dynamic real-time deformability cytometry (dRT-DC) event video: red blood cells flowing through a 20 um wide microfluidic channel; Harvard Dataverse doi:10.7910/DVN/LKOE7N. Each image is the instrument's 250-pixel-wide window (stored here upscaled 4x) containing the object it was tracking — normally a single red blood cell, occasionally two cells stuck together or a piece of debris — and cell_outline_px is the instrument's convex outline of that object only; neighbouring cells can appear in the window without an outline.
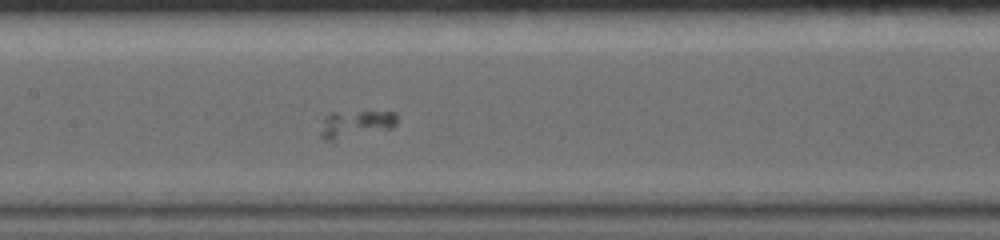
{"species": "common noctule bat (a hibernating species)", "species_latin": "Nyctalus noctula", "temperature_condition": "warm", "stored_images_in_passage": 26, "segment_of_instrument_passage": [1, 2], "camera_frame_rate_fps": 5000, "um_per_image_px": 0.085, "animal": {"sex": "female", "body_mass_g": 19.0, "forearm_length_mm": 56.7}, "frame": {"image": 1, "passage_image": 12, "time_ms": 6.8, "image_size_px": [1000, 240], "cell_outline_px": [[396, 124], [392, 128], [332, 140], [324, 140], [320, 136], [324, 116], [332, 112], [396, 112]], "centroid_in_image_um": [30.21, 10.52], "position_along_channel_um": 177.2, "area_um2": 11.79}}
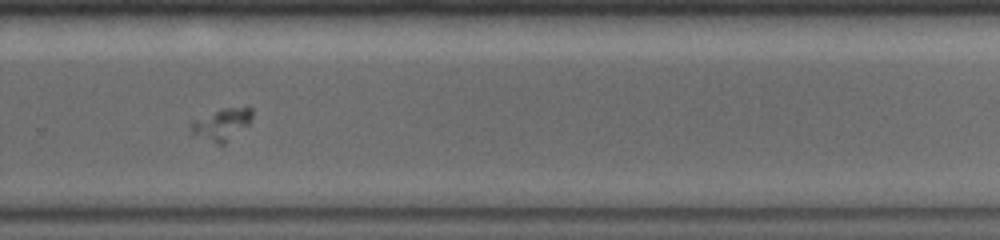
{"frame": {"image": 2, "passage_image": 19, "time_ms": 10.6, "image_size_px": [1000, 240], "cell_outline_px": [[252, 120], [248, 124], [224, 144], [220, 144], [192, 132], [188, 128], [188, 124], [192, 120], [220, 108], [252, 108]], "centroid_in_image_um": [18.82, 10.52], "position_along_channel_um": 311.0, "area_um2": 11.04}}
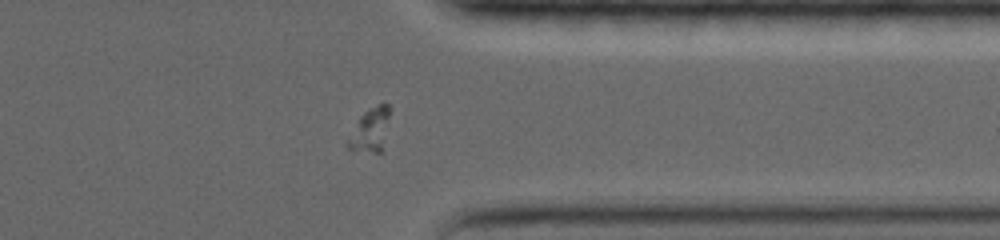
{"frame": {"image": 3, "passage_image": 22, "time_ms": 12.6, "image_size_px": [1000, 240], "cell_outline_px": [[388, 116], [380, 152], [352, 152], [344, 144], [360, 116], [368, 108], [380, 104], [388, 104]], "centroid_in_image_um": [31.36, 11.08], "position_along_channel_um": 380.0, "area_um2": 10.35}}